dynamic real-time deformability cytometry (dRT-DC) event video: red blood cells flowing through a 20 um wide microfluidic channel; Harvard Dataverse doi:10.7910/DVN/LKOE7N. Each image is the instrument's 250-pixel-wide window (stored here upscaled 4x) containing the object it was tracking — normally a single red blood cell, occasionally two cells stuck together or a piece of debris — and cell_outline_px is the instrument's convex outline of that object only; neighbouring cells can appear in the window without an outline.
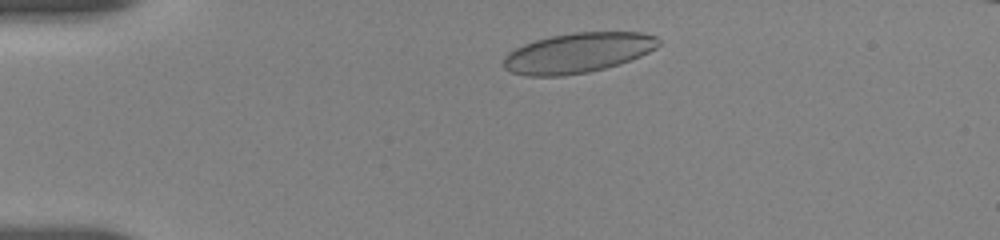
{"species": "human", "species_latin": "Homo sapiens", "temperature_condition": "room temperature", "stored_images_in_passage": 53, "camera_frame_rate_fps": 3000, "um_per_image_px": 0.085, "donor": {"sex": "female"}, "frame": {"image": 1, "passage_image": 1, "time_ms": 0.0, "image_size_px": [1000, 240], "cell_outline_px": [[660, 44], [656, 48], [640, 56], [620, 64], [588, 72], [564, 76], [524, 76], [512, 72], [504, 68], [504, 56], [508, 52], [524, 44], [536, 40], [552, 36], [576, 32], [640, 32], [656, 36], [660, 40]], "centroid_in_image_um": [49.12, 4.5], "position_along_channel_um": 35.9, "area_um2": 36.13}}
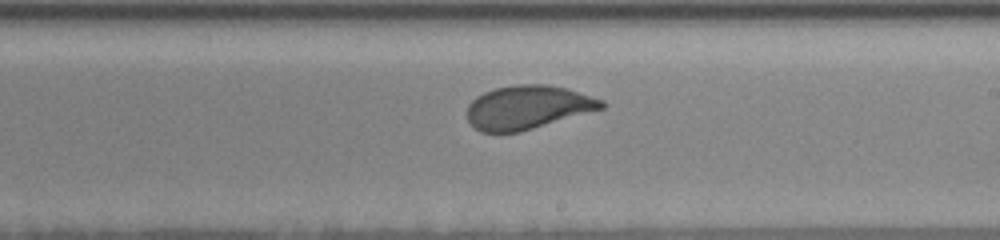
{"frame": {"image": 2, "passage_image": 24, "time_ms": 7.0, "image_size_px": [1000, 240], "cell_outline_px": [[608, 104], [604, 108], [520, 132], [480, 132], [468, 120], [468, 104], [476, 96], [484, 92], [496, 88], [520, 84], [548, 84], [568, 88], [604, 100]], "centroid_in_image_um": [44.89, 9.11], "position_along_channel_um": 244.1, "area_um2": 34.22}}
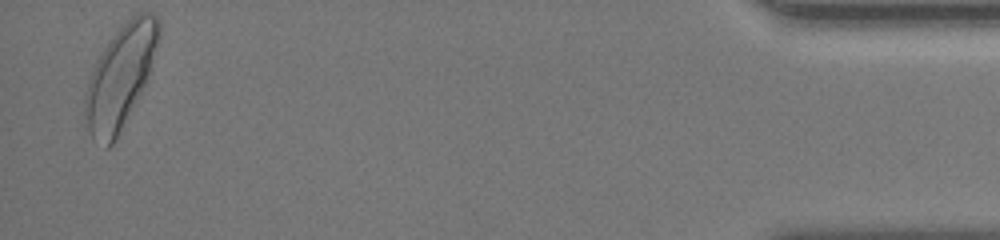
{"frame": {"image": 3, "passage_image": 52, "time_ms": 14.0, "image_size_px": [1000, 240], "cell_outline_px": [[160, 36], [144, 84], [112, 144], [108, 148], [104, 148], [92, 136], [88, 128], [84, 112], [84, 96], [92, 72], [108, 40], [136, 12], [148, 12], [156, 16], [160, 20]], "centroid_in_image_um": [10.22, 6.48], "position_along_channel_um": 425.0, "area_um2": 42.43}, "authors_computed_cell_mechanics": {"area_um2": 35.3736, "velocity_mm_per_s": 3.6515, "shape_relaxation_time_tau1_ms": 3.5573, "shape_relaxation_time_tau2_ms": null, "deformation_change_tau1": 0.1155, "deformation_change_tau2": null}}